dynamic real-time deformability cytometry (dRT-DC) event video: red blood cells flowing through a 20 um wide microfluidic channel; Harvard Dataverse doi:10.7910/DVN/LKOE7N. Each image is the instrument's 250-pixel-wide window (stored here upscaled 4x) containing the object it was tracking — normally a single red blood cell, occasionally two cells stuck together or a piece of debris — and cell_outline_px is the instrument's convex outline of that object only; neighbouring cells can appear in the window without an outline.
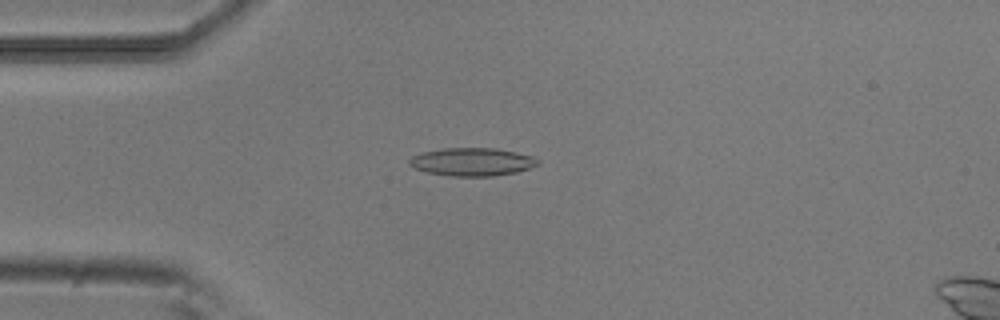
{"species": "common noctule bat (a hibernating species)", "species_latin": "Nyctalus noctula", "temperature_condition": "room temperature", "stored_images_in_passage": 52, "camera_frame_rate_fps": 3000, "um_per_image_px": 0.085, "animal": {"sex": "male", "body_mass_g": 20.5, "forearm_length_mm": 52.5}, "frame": {"image": 1, "passage_image": 13, "time_ms": 4.0, "image_size_px": [1000, 320], "cell_outline_px": [[540, 164], [516, 172], [492, 176], [448, 176], [428, 172], [416, 168], [408, 164], [408, 160], [412, 156], [420, 152], [444, 148], [496, 148], [516, 152], [532, 156], [540, 160]], "centroid_in_image_um": [40.12, 13.75], "position_along_channel_um": 44.9, "area_um2": 21.04}}
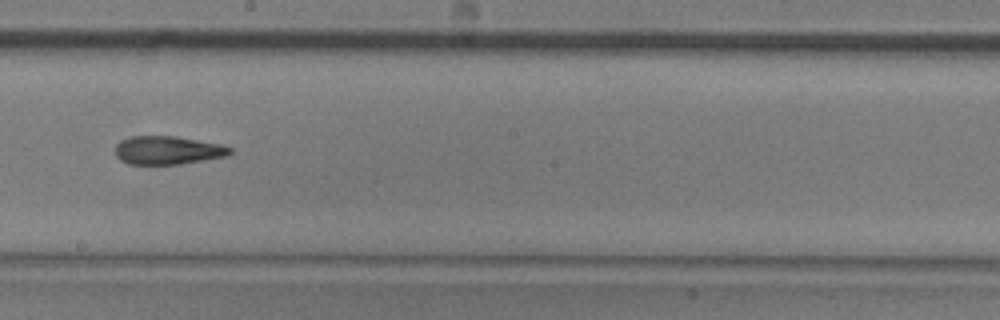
{"frame": {"image": 2, "passage_image": 29, "time_ms": 9.333, "image_size_px": [1000, 320], "cell_outline_px": [[232, 152], [228, 156], [180, 164], [128, 164], [120, 160], [116, 156], [116, 144], [120, 140], [132, 136], [176, 136], [220, 144], [232, 148]], "centroid_in_image_um": [14.25, 12.77], "position_along_channel_um": 233.9, "area_um2": 19.02}}
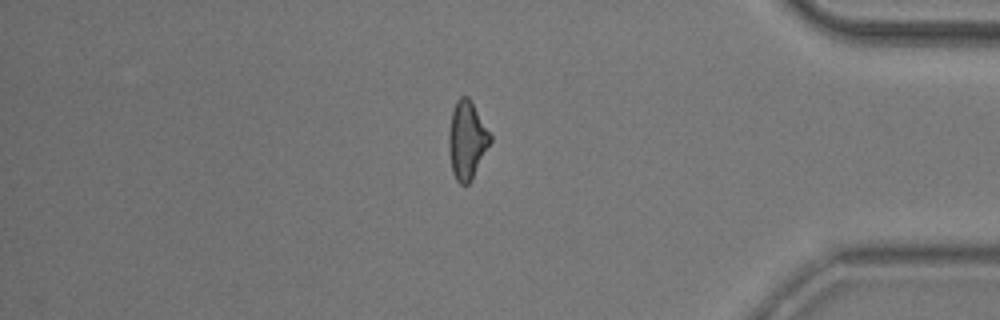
{"frame": {"image": 3, "passage_image": 44, "time_ms": 14.333, "image_size_px": [1000, 320], "cell_outline_px": [[492, 140], [468, 184], [460, 184], [456, 180], [452, 172], [448, 144], [448, 132], [452, 112], [456, 100], [460, 96], [468, 96], [472, 100], [492, 136]], "centroid_in_image_um": [39.68, 11.86], "position_along_channel_um": 395.5, "area_um2": 18.79}, "authors_computed_cell_mechanics": {"area_um2": 19.4786, "velocity_mm_per_s": 3.8319, "shape_relaxation_time_tau1_ms": 10.2497, "shape_relaxation_time_tau2_ms": 5.2769, "deformation_change_tau1": 0.2451, "deformation_change_tau2": 0.1662}}